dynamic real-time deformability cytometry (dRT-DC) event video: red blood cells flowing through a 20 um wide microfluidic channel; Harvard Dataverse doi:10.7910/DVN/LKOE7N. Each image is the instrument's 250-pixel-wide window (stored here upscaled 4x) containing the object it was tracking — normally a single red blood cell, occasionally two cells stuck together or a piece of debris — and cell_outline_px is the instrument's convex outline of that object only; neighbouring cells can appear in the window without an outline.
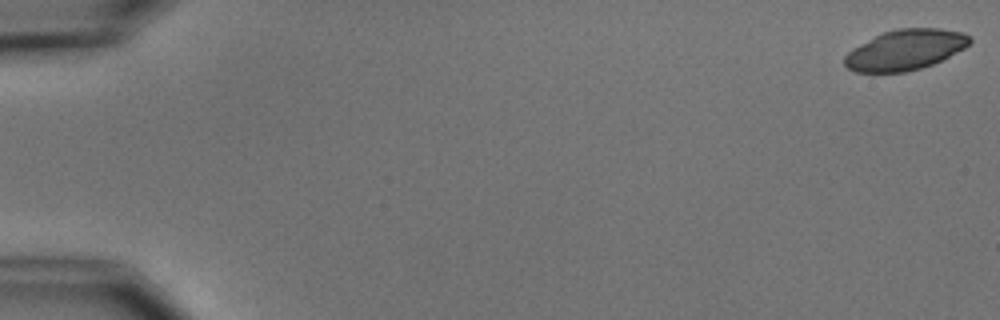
{"species": "common noctule bat (a hibernating species)", "species_latin": "Nyctalus noctula", "temperature_condition": "cold", "stored_images_in_passage": 7, "camera_frame_rate_fps": 3000, "um_per_image_px": 0.085, "animal": {"sex": "male", "body_mass_g": 15.6}, "frame": {"image": 1, "passage_image": 1, "time_ms": 0.0, "image_size_px": [1000, 320], "cell_outline_px": [[972, 40], [964, 48], [932, 64], [920, 68], [904, 72], [856, 72], [848, 68], [844, 64], [844, 56], [852, 48], [884, 32], [896, 28], [940, 28], [964, 32], [972, 36]], "centroid_in_image_um": [76.95, 4.22], "position_along_channel_um": 8.0, "area_um2": 29.3}}
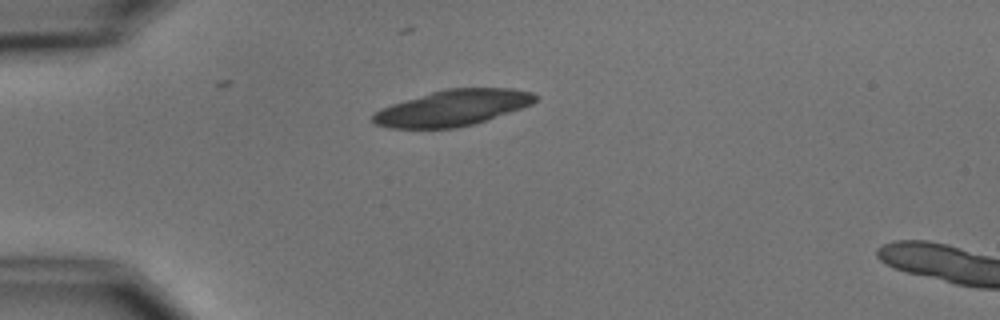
{"frame": {"image": 2, "passage_image": 5, "time_ms": 4.667, "image_size_px": [1000, 320], "cell_outline_px": [[540, 96], [532, 104], [472, 124], [456, 128], [388, 128], [376, 124], [372, 120], [372, 112], [380, 108], [392, 104], [444, 88], [512, 88], [532, 92]], "centroid_in_image_um": [38.45, 9.16], "position_along_channel_um": 46.6, "area_um2": 33.81}}